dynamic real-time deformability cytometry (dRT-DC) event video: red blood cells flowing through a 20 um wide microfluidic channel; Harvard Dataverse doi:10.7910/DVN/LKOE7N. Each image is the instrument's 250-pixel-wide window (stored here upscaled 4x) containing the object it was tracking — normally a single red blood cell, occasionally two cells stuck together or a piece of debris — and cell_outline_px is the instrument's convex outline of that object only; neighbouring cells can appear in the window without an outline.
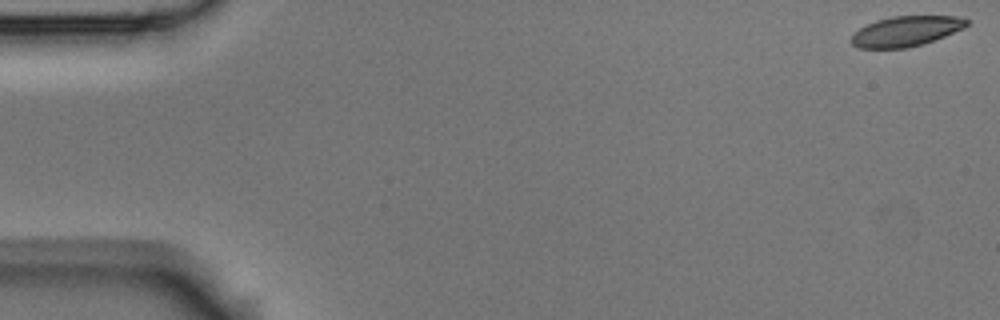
{"species": "Egyptian fruit bat (a non-hibernating species)", "species_latin": "Rousettus aegyptiacus", "temperature_condition": "room temperature", "stored_images_in_passage": 57, "camera_frame_rate_fps": 3000, "um_per_image_px": 0.085, "animal": {"sex": "male"}, "frame": {"image": 1, "passage_image": 1, "time_ms": 0.0, "image_size_px": [1000, 320], "cell_outline_px": [[968, 24], [964, 28], [944, 36], [908, 48], [860, 48], [852, 44], [852, 36], [860, 28], [876, 20], [892, 16], [956, 16], [968, 20]], "centroid_in_image_um": [77.01, 2.64], "position_along_channel_um": 8.0, "area_um2": 19.94}}
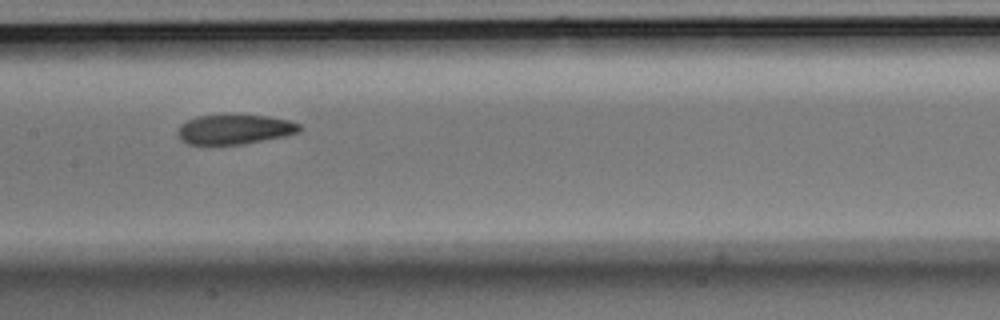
{"frame": {"image": 2, "passage_image": 28, "time_ms": 9.0, "image_size_px": [1000, 320], "cell_outline_px": [[300, 132], [284, 136], [240, 144], [188, 144], [180, 140], [176, 132], [188, 120], [196, 116], [220, 112], [232, 112], [268, 116], [288, 120], [300, 124]], "centroid_in_image_um": [19.92, 10.94], "position_along_channel_um": 187.5, "area_um2": 21.73}}
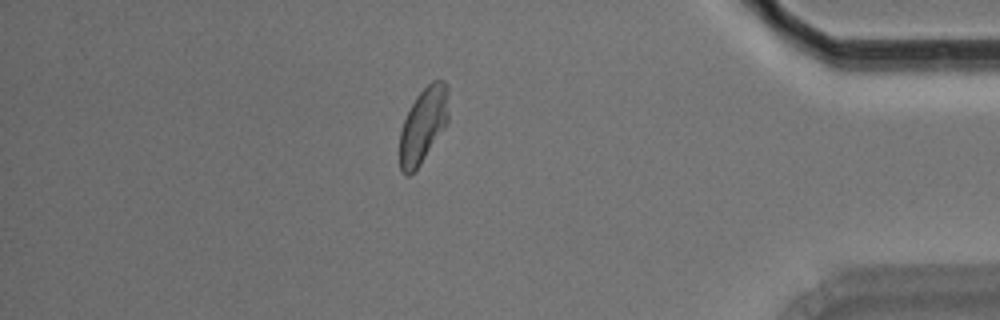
{"frame": {"image": 3, "passage_image": 49, "time_ms": 16.0, "image_size_px": [1000, 320], "cell_outline_px": [[448, 120], [444, 128], [420, 164], [408, 176], [404, 176], [400, 168], [400, 132], [404, 120], [416, 96], [432, 80], [444, 80], [448, 88]], "centroid_in_image_um": [35.98, 10.62], "position_along_channel_um": 399.2, "area_um2": 21.15}, "authors_computed_cell_mechanics": {"area_um2": 21.8484, "velocity_mm_per_s": 3.545, "shape_relaxation_time_tau1_ms": 5.3665, "shape_relaxation_time_tau2_ms": 2.1918, "deformation_change_tau1": 0.1191, "deformation_change_tau2": 0.0633}}